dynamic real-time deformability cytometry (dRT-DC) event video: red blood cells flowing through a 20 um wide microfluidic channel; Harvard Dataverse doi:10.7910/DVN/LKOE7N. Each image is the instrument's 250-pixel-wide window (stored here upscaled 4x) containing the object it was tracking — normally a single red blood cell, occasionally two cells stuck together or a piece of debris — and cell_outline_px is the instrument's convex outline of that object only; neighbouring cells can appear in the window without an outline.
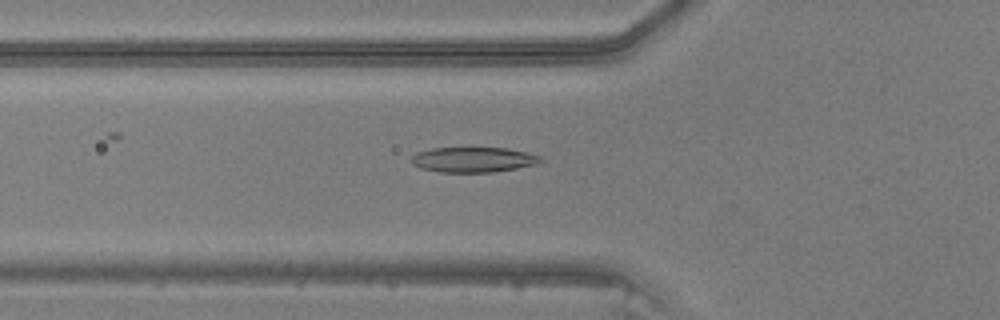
{"species": "common noctule bat (a hibernating species)", "species_latin": "Nyctalus noctula", "temperature_condition": "warm", "stored_images_in_passage": 33, "camera_frame_rate_fps": 3000, "um_per_image_px": 0.085, "animal": {"sex": "male", "body_mass_g": 20.5, "forearm_length_mm": 52.5}, "frame": {"image": 1, "passage_image": 3, "time_ms": 0.667, "image_size_px": [1000, 320], "cell_outline_px": [[544, 160], [536, 164], [516, 168], [492, 172], [440, 172], [420, 168], [412, 164], [412, 156], [416, 152], [432, 148], [508, 148], [544, 156]], "centroid_in_image_um": [40.25, 13.56], "position_along_channel_um": 85.5, "area_um2": 19.02}}
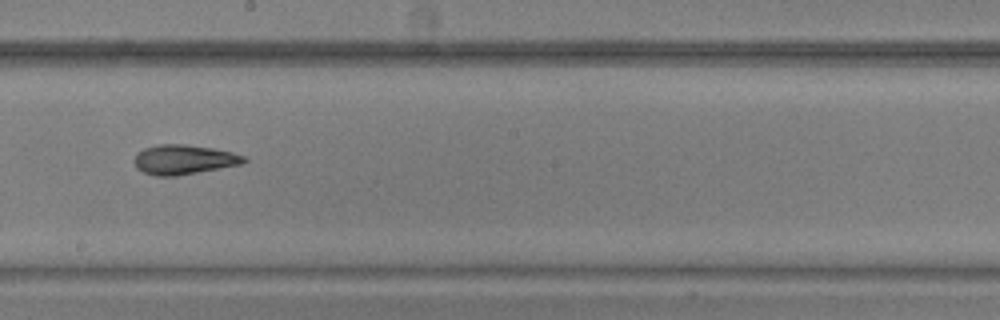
{"frame": {"image": 2, "passage_image": 13, "time_ms": 4.0, "image_size_px": [1000, 320], "cell_outline_px": [[248, 160], [244, 164], [176, 176], [156, 176], [144, 172], [136, 168], [132, 160], [144, 148], [156, 144], [184, 144], [212, 148], [232, 152], [244, 156]], "centroid_in_image_um": [15.63, 13.57], "position_along_channel_um": 232.6, "area_um2": 19.02}}
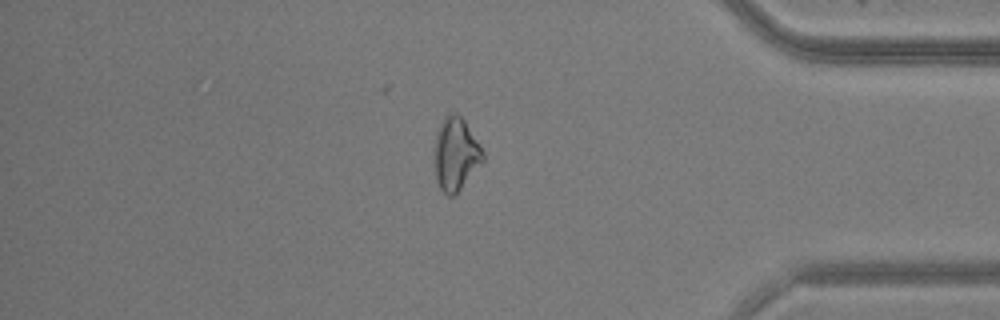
{"frame": {"image": 3, "passage_image": 26, "time_ms": 8.333, "image_size_px": [1000, 320], "cell_outline_px": [[484, 160], [460, 188], [452, 196], [448, 196], [440, 188], [436, 180], [432, 152], [432, 148], [436, 132], [444, 116], [452, 112], [456, 112], [464, 120], [480, 144], [484, 152]], "centroid_in_image_um": [38.69, 13.05], "position_along_channel_um": 396.5, "area_um2": 20.87}}